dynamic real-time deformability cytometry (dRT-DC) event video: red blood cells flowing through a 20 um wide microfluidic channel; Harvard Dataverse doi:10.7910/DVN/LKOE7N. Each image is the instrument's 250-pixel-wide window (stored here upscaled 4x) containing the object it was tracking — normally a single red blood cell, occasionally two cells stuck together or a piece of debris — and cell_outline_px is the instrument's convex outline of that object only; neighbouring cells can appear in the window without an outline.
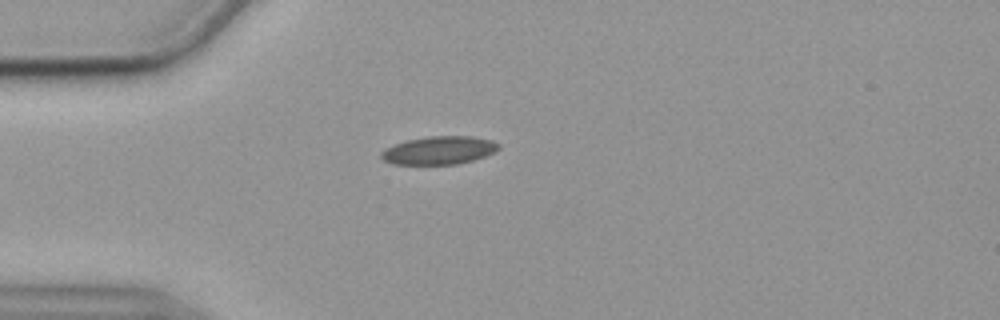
{"species": "common noctule bat (a hibernating species)", "species_latin": "Nyctalus noctula", "temperature_condition": "cold", "stored_images_in_passage": 35, "camera_frame_rate_fps": 3000, "um_per_image_px": 0.085, "animal": {"sex": "female", "body_mass_g": 19.9}, "frame": {"image": 1, "passage_image": 2, "time_ms": 0.333, "image_size_px": [1000, 320], "cell_outline_px": [[500, 148], [484, 156], [472, 160], [456, 164], [392, 164], [384, 160], [380, 156], [380, 152], [384, 148], [408, 140], [428, 136], [472, 136], [492, 140], [500, 144]], "centroid_in_image_um": [37.3, 12.77], "position_along_channel_um": 47.7, "area_um2": 19.13}}
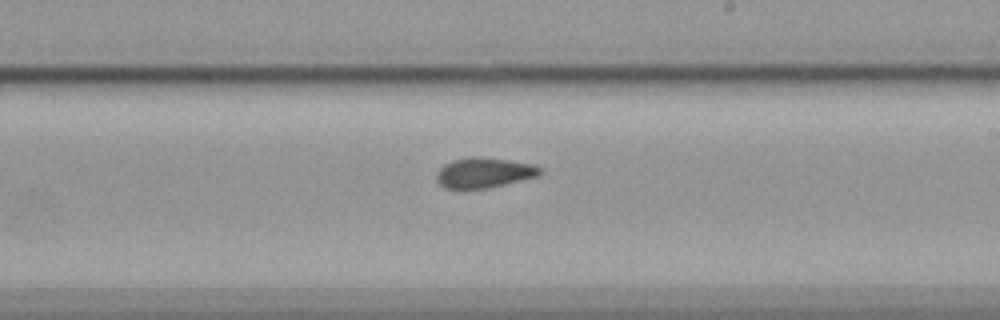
{"frame": {"image": 2, "passage_image": 20, "time_ms": 6.333, "image_size_px": [1000, 320], "cell_outline_px": [[544, 172], [540, 176], [488, 188], [460, 192], [444, 188], [436, 180], [436, 172], [444, 164], [452, 160], [472, 156], [480, 156], [508, 160], [532, 164], [544, 168]], "centroid_in_image_um": [41.12, 14.72], "position_along_channel_um": 247.9, "area_um2": 19.07}}
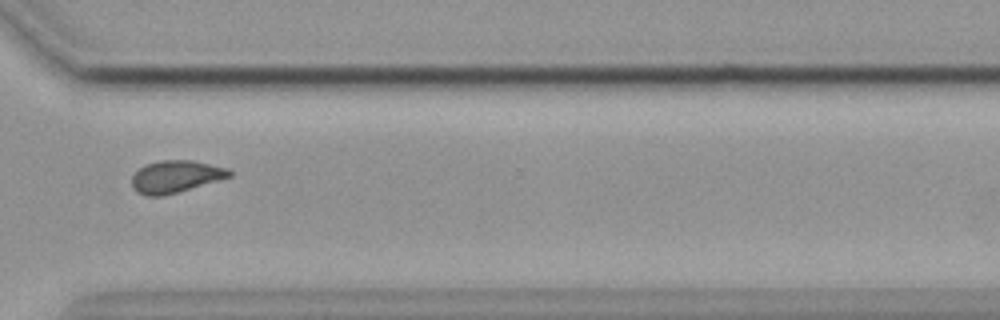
{"frame": {"image": 3, "passage_image": 29, "time_ms": 9.333, "image_size_px": [1000, 320], "cell_outline_px": [[232, 176], [164, 196], [144, 196], [136, 192], [132, 188], [132, 176], [144, 164], [160, 160], [192, 160], [228, 168], [232, 172]], "centroid_in_image_um": [14.9, 15.01], "position_along_channel_um": 355.7, "area_um2": 18.38}, "authors_computed_cell_mechanics": {"area_um2": 18.7272, "velocity_mm_per_s": 3.5729, "shape_relaxation_time_tau1_ms": null, "shape_relaxation_time_tau2_ms": 4.0147, "deformation_change_tau1": null, "deformation_change_tau2": 0.0737}}